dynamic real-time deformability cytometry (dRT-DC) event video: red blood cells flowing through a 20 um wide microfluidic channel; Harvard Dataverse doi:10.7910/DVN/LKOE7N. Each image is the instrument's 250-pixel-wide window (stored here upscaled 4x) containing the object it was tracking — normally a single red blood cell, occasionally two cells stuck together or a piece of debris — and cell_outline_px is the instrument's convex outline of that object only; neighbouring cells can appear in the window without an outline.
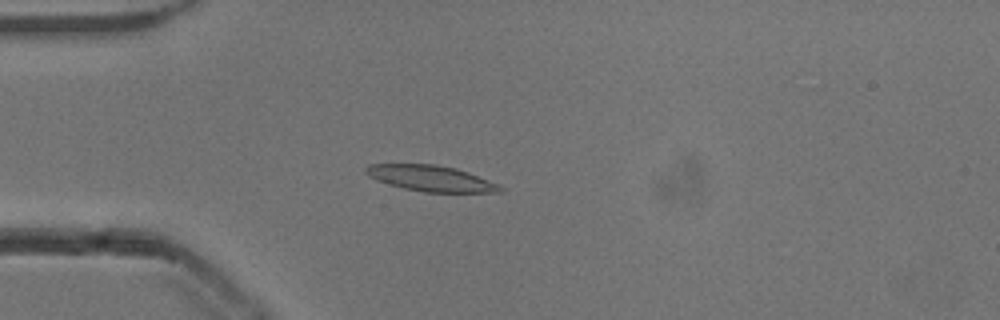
{"species": "common noctule bat (a hibernating species)", "species_latin": "Nyctalus noctula", "temperature_condition": "cold", "stored_images_in_passage": 43, "camera_frame_rate_fps": 3000, "um_per_image_px": 0.085, "animal": {"sex": "male", "body_mass_g": 13.3}, "frame": {"image": 1, "passage_image": 4, "time_ms": 1.0, "image_size_px": [1000, 320], "cell_outline_px": [[504, 192], [424, 192], [404, 188], [376, 180], [368, 176], [364, 172], [364, 168], [368, 164], [432, 164], [456, 168], [468, 172], [500, 184], [504, 188]], "centroid_in_image_um": [36.64, 15.16], "position_along_channel_um": 48.4, "area_um2": 20.29}}
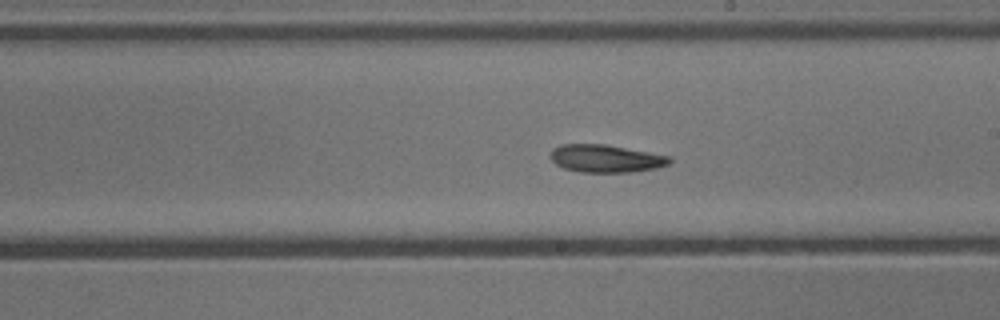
{"frame": {"image": 2, "passage_image": 20, "time_ms": 6.333, "image_size_px": [1000, 320], "cell_outline_px": [[672, 160], [668, 164], [656, 168], [632, 172], [580, 172], [564, 168], [556, 164], [552, 160], [552, 148], [560, 144], [604, 144], [648, 152], [668, 156]], "centroid_in_image_um": [51.47, 13.47], "position_along_channel_um": 237.5, "area_um2": 19.02}}
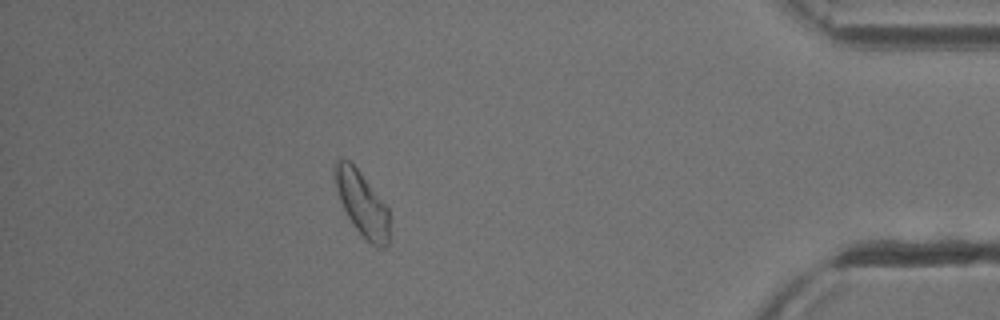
{"frame": {"image": 3, "passage_image": 37, "time_ms": 12.0, "image_size_px": [1000, 320], "cell_outline_px": [[388, 244], [384, 248], [376, 248], [356, 228], [348, 216], [340, 200], [336, 184], [336, 160], [348, 160], [360, 172], [388, 208]], "centroid_in_image_um": [30.8, 17.35], "position_along_channel_um": 404.4, "area_um2": 19.54}}